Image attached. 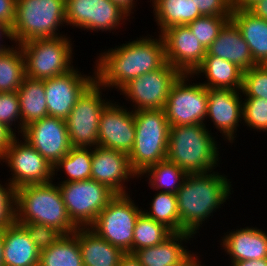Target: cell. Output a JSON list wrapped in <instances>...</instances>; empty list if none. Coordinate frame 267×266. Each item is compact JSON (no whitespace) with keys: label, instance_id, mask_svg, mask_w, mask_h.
Here are the masks:
<instances>
[{"label":"cell","instance_id":"obj_11","mask_svg":"<svg viewBox=\"0 0 267 266\" xmlns=\"http://www.w3.org/2000/svg\"><path fill=\"white\" fill-rule=\"evenodd\" d=\"M190 78L196 77L181 74L171 86L164 108L170 127L206 124L208 88L200 82L190 84Z\"/></svg>","mask_w":267,"mask_h":266},{"label":"cell","instance_id":"obj_40","mask_svg":"<svg viewBox=\"0 0 267 266\" xmlns=\"http://www.w3.org/2000/svg\"><path fill=\"white\" fill-rule=\"evenodd\" d=\"M7 183H0V231L16 222V189Z\"/></svg>","mask_w":267,"mask_h":266},{"label":"cell","instance_id":"obj_50","mask_svg":"<svg viewBox=\"0 0 267 266\" xmlns=\"http://www.w3.org/2000/svg\"><path fill=\"white\" fill-rule=\"evenodd\" d=\"M2 37H4L5 39L7 38L12 41L10 29L6 25H4L2 22H0V53L6 50L10 46V45L2 44L3 43L2 41L4 39Z\"/></svg>","mask_w":267,"mask_h":266},{"label":"cell","instance_id":"obj_1","mask_svg":"<svg viewBox=\"0 0 267 266\" xmlns=\"http://www.w3.org/2000/svg\"><path fill=\"white\" fill-rule=\"evenodd\" d=\"M148 36L100 53L94 62L95 81L103 88L119 91L130 80L161 68L166 63L162 35Z\"/></svg>","mask_w":267,"mask_h":266},{"label":"cell","instance_id":"obj_2","mask_svg":"<svg viewBox=\"0 0 267 266\" xmlns=\"http://www.w3.org/2000/svg\"><path fill=\"white\" fill-rule=\"evenodd\" d=\"M232 189L228 176L218 171L187 174L176 192L180 233L198 235L201 225L232 195Z\"/></svg>","mask_w":267,"mask_h":266},{"label":"cell","instance_id":"obj_42","mask_svg":"<svg viewBox=\"0 0 267 266\" xmlns=\"http://www.w3.org/2000/svg\"><path fill=\"white\" fill-rule=\"evenodd\" d=\"M202 16H231V0H193Z\"/></svg>","mask_w":267,"mask_h":266},{"label":"cell","instance_id":"obj_24","mask_svg":"<svg viewBox=\"0 0 267 266\" xmlns=\"http://www.w3.org/2000/svg\"><path fill=\"white\" fill-rule=\"evenodd\" d=\"M190 238L193 241L195 237L188 232L172 233L158 245L136 250L133 254L143 266H174L192 253L183 245Z\"/></svg>","mask_w":267,"mask_h":266},{"label":"cell","instance_id":"obj_44","mask_svg":"<svg viewBox=\"0 0 267 266\" xmlns=\"http://www.w3.org/2000/svg\"><path fill=\"white\" fill-rule=\"evenodd\" d=\"M14 137L15 135L7 127L0 123V158Z\"/></svg>","mask_w":267,"mask_h":266},{"label":"cell","instance_id":"obj_26","mask_svg":"<svg viewBox=\"0 0 267 266\" xmlns=\"http://www.w3.org/2000/svg\"><path fill=\"white\" fill-rule=\"evenodd\" d=\"M203 73V75H202ZM201 84L211 89H232L241 91L243 70L236 64L217 56H205L202 64L193 72L197 77L204 76Z\"/></svg>","mask_w":267,"mask_h":266},{"label":"cell","instance_id":"obj_23","mask_svg":"<svg viewBox=\"0 0 267 266\" xmlns=\"http://www.w3.org/2000/svg\"><path fill=\"white\" fill-rule=\"evenodd\" d=\"M3 266H34L39 264L40 250L27 230L16 222L2 230Z\"/></svg>","mask_w":267,"mask_h":266},{"label":"cell","instance_id":"obj_14","mask_svg":"<svg viewBox=\"0 0 267 266\" xmlns=\"http://www.w3.org/2000/svg\"><path fill=\"white\" fill-rule=\"evenodd\" d=\"M65 17L67 26L90 32L109 30L110 33L130 19V16L111 0H65Z\"/></svg>","mask_w":267,"mask_h":266},{"label":"cell","instance_id":"obj_28","mask_svg":"<svg viewBox=\"0 0 267 266\" xmlns=\"http://www.w3.org/2000/svg\"><path fill=\"white\" fill-rule=\"evenodd\" d=\"M17 92L23 133L29 123L48 116L44 81L25 76Z\"/></svg>","mask_w":267,"mask_h":266},{"label":"cell","instance_id":"obj_37","mask_svg":"<svg viewBox=\"0 0 267 266\" xmlns=\"http://www.w3.org/2000/svg\"><path fill=\"white\" fill-rule=\"evenodd\" d=\"M241 92L244 98L267 100V65H256L243 71Z\"/></svg>","mask_w":267,"mask_h":266},{"label":"cell","instance_id":"obj_6","mask_svg":"<svg viewBox=\"0 0 267 266\" xmlns=\"http://www.w3.org/2000/svg\"><path fill=\"white\" fill-rule=\"evenodd\" d=\"M63 24L66 25L65 0H16L11 39L14 44H22L32 39L59 37L63 35L59 31Z\"/></svg>","mask_w":267,"mask_h":266},{"label":"cell","instance_id":"obj_41","mask_svg":"<svg viewBox=\"0 0 267 266\" xmlns=\"http://www.w3.org/2000/svg\"><path fill=\"white\" fill-rule=\"evenodd\" d=\"M22 225L29 233L32 241L41 251L49 248L59 238L62 237V233L57 229L38 223H17Z\"/></svg>","mask_w":267,"mask_h":266},{"label":"cell","instance_id":"obj_18","mask_svg":"<svg viewBox=\"0 0 267 266\" xmlns=\"http://www.w3.org/2000/svg\"><path fill=\"white\" fill-rule=\"evenodd\" d=\"M165 59L181 74H193L202 64L207 49L198 41L187 25H175L162 33Z\"/></svg>","mask_w":267,"mask_h":266},{"label":"cell","instance_id":"obj_3","mask_svg":"<svg viewBox=\"0 0 267 266\" xmlns=\"http://www.w3.org/2000/svg\"><path fill=\"white\" fill-rule=\"evenodd\" d=\"M210 132L205 124L169 127L166 159L187 174L213 171L220 164V145Z\"/></svg>","mask_w":267,"mask_h":266},{"label":"cell","instance_id":"obj_51","mask_svg":"<svg viewBox=\"0 0 267 266\" xmlns=\"http://www.w3.org/2000/svg\"><path fill=\"white\" fill-rule=\"evenodd\" d=\"M258 0H231L233 9H249Z\"/></svg>","mask_w":267,"mask_h":266},{"label":"cell","instance_id":"obj_31","mask_svg":"<svg viewBox=\"0 0 267 266\" xmlns=\"http://www.w3.org/2000/svg\"><path fill=\"white\" fill-rule=\"evenodd\" d=\"M25 77V59L20 44L0 53V92L17 91Z\"/></svg>","mask_w":267,"mask_h":266},{"label":"cell","instance_id":"obj_49","mask_svg":"<svg viewBox=\"0 0 267 266\" xmlns=\"http://www.w3.org/2000/svg\"><path fill=\"white\" fill-rule=\"evenodd\" d=\"M231 265L229 266H267V258L259 259V260H245V261H236L229 262Z\"/></svg>","mask_w":267,"mask_h":266},{"label":"cell","instance_id":"obj_33","mask_svg":"<svg viewBox=\"0 0 267 266\" xmlns=\"http://www.w3.org/2000/svg\"><path fill=\"white\" fill-rule=\"evenodd\" d=\"M93 148L72 147L67 155L53 166V177L61 170L67 176L61 182H77L91 179ZM61 169V170H60Z\"/></svg>","mask_w":267,"mask_h":266},{"label":"cell","instance_id":"obj_17","mask_svg":"<svg viewBox=\"0 0 267 266\" xmlns=\"http://www.w3.org/2000/svg\"><path fill=\"white\" fill-rule=\"evenodd\" d=\"M111 101L100 116L98 131V146L124 152L129 155L132 151L136 129L134 111L121 104Z\"/></svg>","mask_w":267,"mask_h":266},{"label":"cell","instance_id":"obj_34","mask_svg":"<svg viewBox=\"0 0 267 266\" xmlns=\"http://www.w3.org/2000/svg\"><path fill=\"white\" fill-rule=\"evenodd\" d=\"M148 209L142 211L147 217L164 224L173 233H180V216L174 193L157 191Z\"/></svg>","mask_w":267,"mask_h":266},{"label":"cell","instance_id":"obj_46","mask_svg":"<svg viewBox=\"0 0 267 266\" xmlns=\"http://www.w3.org/2000/svg\"><path fill=\"white\" fill-rule=\"evenodd\" d=\"M118 266H143L132 253H124Z\"/></svg>","mask_w":267,"mask_h":266},{"label":"cell","instance_id":"obj_5","mask_svg":"<svg viewBox=\"0 0 267 266\" xmlns=\"http://www.w3.org/2000/svg\"><path fill=\"white\" fill-rule=\"evenodd\" d=\"M136 136L129 162L140 176L149 166L166 160L169 123L164 109L134 111Z\"/></svg>","mask_w":267,"mask_h":266},{"label":"cell","instance_id":"obj_36","mask_svg":"<svg viewBox=\"0 0 267 266\" xmlns=\"http://www.w3.org/2000/svg\"><path fill=\"white\" fill-rule=\"evenodd\" d=\"M231 16H201L187 24L198 41L206 48L218 37Z\"/></svg>","mask_w":267,"mask_h":266},{"label":"cell","instance_id":"obj_25","mask_svg":"<svg viewBox=\"0 0 267 266\" xmlns=\"http://www.w3.org/2000/svg\"><path fill=\"white\" fill-rule=\"evenodd\" d=\"M231 20L240 29L257 65H267V20L248 9H233Z\"/></svg>","mask_w":267,"mask_h":266},{"label":"cell","instance_id":"obj_15","mask_svg":"<svg viewBox=\"0 0 267 266\" xmlns=\"http://www.w3.org/2000/svg\"><path fill=\"white\" fill-rule=\"evenodd\" d=\"M20 136L52 166L72 148L66 120L53 116H46L29 123Z\"/></svg>","mask_w":267,"mask_h":266},{"label":"cell","instance_id":"obj_48","mask_svg":"<svg viewBox=\"0 0 267 266\" xmlns=\"http://www.w3.org/2000/svg\"><path fill=\"white\" fill-rule=\"evenodd\" d=\"M113 3H116L123 11H125L129 16L134 13L135 5L137 0H111Z\"/></svg>","mask_w":267,"mask_h":266},{"label":"cell","instance_id":"obj_10","mask_svg":"<svg viewBox=\"0 0 267 266\" xmlns=\"http://www.w3.org/2000/svg\"><path fill=\"white\" fill-rule=\"evenodd\" d=\"M106 88L94 81L79 97L66 119L72 147L94 148L98 146V131L102 110L111 102L102 98ZM107 100V101H106Z\"/></svg>","mask_w":267,"mask_h":266},{"label":"cell","instance_id":"obj_30","mask_svg":"<svg viewBox=\"0 0 267 266\" xmlns=\"http://www.w3.org/2000/svg\"><path fill=\"white\" fill-rule=\"evenodd\" d=\"M41 266H83L79 248V228L69 235H62L49 248L40 251Z\"/></svg>","mask_w":267,"mask_h":266},{"label":"cell","instance_id":"obj_47","mask_svg":"<svg viewBox=\"0 0 267 266\" xmlns=\"http://www.w3.org/2000/svg\"><path fill=\"white\" fill-rule=\"evenodd\" d=\"M194 252L190 253L185 259H183L180 263L174 266H206L205 264H201L199 256H197Z\"/></svg>","mask_w":267,"mask_h":266},{"label":"cell","instance_id":"obj_27","mask_svg":"<svg viewBox=\"0 0 267 266\" xmlns=\"http://www.w3.org/2000/svg\"><path fill=\"white\" fill-rule=\"evenodd\" d=\"M79 248L83 266H118L124 254L90 227L79 228Z\"/></svg>","mask_w":267,"mask_h":266},{"label":"cell","instance_id":"obj_4","mask_svg":"<svg viewBox=\"0 0 267 266\" xmlns=\"http://www.w3.org/2000/svg\"><path fill=\"white\" fill-rule=\"evenodd\" d=\"M26 185L16 189V223H38L51 226L63 235L78 228L68 216L58 184Z\"/></svg>","mask_w":267,"mask_h":266},{"label":"cell","instance_id":"obj_35","mask_svg":"<svg viewBox=\"0 0 267 266\" xmlns=\"http://www.w3.org/2000/svg\"><path fill=\"white\" fill-rule=\"evenodd\" d=\"M172 233L164 224L156 222L142 212L134 226L133 253L142 248L158 245Z\"/></svg>","mask_w":267,"mask_h":266},{"label":"cell","instance_id":"obj_38","mask_svg":"<svg viewBox=\"0 0 267 266\" xmlns=\"http://www.w3.org/2000/svg\"><path fill=\"white\" fill-rule=\"evenodd\" d=\"M242 124L256 130L267 131V100L262 98H243ZM259 130V131H258Z\"/></svg>","mask_w":267,"mask_h":266},{"label":"cell","instance_id":"obj_12","mask_svg":"<svg viewBox=\"0 0 267 266\" xmlns=\"http://www.w3.org/2000/svg\"><path fill=\"white\" fill-rule=\"evenodd\" d=\"M15 136L0 158L9 166L12 178L7 181L15 189L26 185L48 183L54 180L53 166L25 139Z\"/></svg>","mask_w":267,"mask_h":266},{"label":"cell","instance_id":"obj_20","mask_svg":"<svg viewBox=\"0 0 267 266\" xmlns=\"http://www.w3.org/2000/svg\"><path fill=\"white\" fill-rule=\"evenodd\" d=\"M241 93L232 89L208 88L206 120L211 118L215 128L224 136V141L230 144L236 140L234 138L237 136V127L240 125L239 122H242Z\"/></svg>","mask_w":267,"mask_h":266},{"label":"cell","instance_id":"obj_39","mask_svg":"<svg viewBox=\"0 0 267 266\" xmlns=\"http://www.w3.org/2000/svg\"><path fill=\"white\" fill-rule=\"evenodd\" d=\"M0 123L7 127L15 136L16 129L18 130L17 136L20 135L19 133L22 134V120L17 91L0 92ZM11 126H14V129H16L14 130Z\"/></svg>","mask_w":267,"mask_h":266},{"label":"cell","instance_id":"obj_21","mask_svg":"<svg viewBox=\"0 0 267 266\" xmlns=\"http://www.w3.org/2000/svg\"><path fill=\"white\" fill-rule=\"evenodd\" d=\"M265 232L253 226L237 228L221 237L220 247L229 255L230 262L267 258V232Z\"/></svg>","mask_w":267,"mask_h":266},{"label":"cell","instance_id":"obj_19","mask_svg":"<svg viewBox=\"0 0 267 266\" xmlns=\"http://www.w3.org/2000/svg\"><path fill=\"white\" fill-rule=\"evenodd\" d=\"M130 178L139 179L130 166L128 154L99 146L93 148L91 179L106 185L116 194H128L125 183Z\"/></svg>","mask_w":267,"mask_h":266},{"label":"cell","instance_id":"obj_22","mask_svg":"<svg viewBox=\"0 0 267 266\" xmlns=\"http://www.w3.org/2000/svg\"><path fill=\"white\" fill-rule=\"evenodd\" d=\"M206 56H217L228 60L243 71L257 65L240 29L231 19L223 26L218 37L208 47Z\"/></svg>","mask_w":267,"mask_h":266},{"label":"cell","instance_id":"obj_32","mask_svg":"<svg viewBox=\"0 0 267 266\" xmlns=\"http://www.w3.org/2000/svg\"><path fill=\"white\" fill-rule=\"evenodd\" d=\"M186 175L187 173L183 169L166 159L149 166L139 177L145 176V178H148L145 181L148 180V186L153 191L176 194L182 186Z\"/></svg>","mask_w":267,"mask_h":266},{"label":"cell","instance_id":"obj_16","mask_svg":"<svg viewBox=\"0 0 267 266\" xmlns=\"http://www.w3.org/2000/svg\"><path fill=\"white\" fill-rule=\"evenodd\" d=\"M78 68L44 79L48 116L66 120L83 92L95 81V73L81 74Z\"/></svg>","mask_w":267,"mask_h":266},{"label":"cell","instance_id":"obj_8","mask_svg":"<svg viewBox=\"0 0 267 266\" xmlns=\"http://www.w3.org/2000/svg\"><path fill=\"white\" fill-rule=\"evenodd\" d=\"M58 187L68 216L77 228L91 227L99 213L117 195L109 187L93 179L59 181Z\"/></svg>","mask_w":267,"mask_h":266},{"label":"cell","instance_id":"obj_29","mask_svg":"<svg viewBox=\"0 0 267 266\" xmlns=\"http://www.w3.org/2000/svg\"><path fill=\"white\" fill-rule=\"evenodd\" d=\"M160 34L175 25H187L201 17L193 0H150Z\"/></svg>","mask_w":267,"mask_h":266},{"label":"cell","instance_id":"obj_43","mask_svg":"<svg viewBox=\"0 0 267 266\" xmlns=\"http://www.w3.org/2000/svg\"><path fill=\"white\" fill-rule=\"evenodd\" d=\"M16 19V0H0V22L10 30Z\"/></svg>","mask_w":267,"mask_h":266},{"label":"cell","instance_id":"obj_45","mask_svg":"<svg viewBox=\"0 0 267 266\" xmlns=\"http://www.w3.org/2000/svg\"><path fill=\"white\" fill-rule=\"evenodd\" d=\"M248 10L255 16L267 20V0H258Z\"/></svg>","mask_w":267,"mask_h":266},{"label":"cell","instance_id":"obj_13","mask_svg":"<svg viewBox=\"0 0 267 266\" xmlns=\"http://www.w3.org/2000/svg\"><path fill=\"white\" fill-rule=\"evenodd\" d=\"M181 73L166 62L153 72L130 80L120 89L133 106V111L139 109H164L173 83ZM122 92V93H121Z\"/></svg>","mask_w":267,"mask_h":266},{"label":"cell","instance_id":"obj_9","mask_svg":"<svg viewBox=\"0 0 267 266\" xmlns=\"http://www.w3.org/2000/svg\"><path fill=\"white\" fill-rule=\"evenodd\" d=\"M142 211L130 198V193L117 194L90 228L123 253L133 254L134 226Z\"/></svg>","mask_w":267,"mask_h":266},{"label":"cell","instance_id":"obj_7","mask_svg":"<svg viewBox=\"0 0 267 266\" xmlns=\"http://www.w3.org/2000/svg\"><path fill=\"white\" fill-rule=\"evenodd\" d=\"M70 40V37L62 35L32 39L20 44L25 59V76L44 80L72 70L74 50Z\"/></svg>","mask_w":267,"mask_h":266},{"label":"cell","instance_id":"obj_52","mask_svg":"<svg viewBox=\"0 0 267 266\" xmlns=\"http://www.w3.org/2000/svg\"><path fill=\"white\" fill-rule=\"evenodd\" d=\"M3 233L0 231V266H3Z\"/></svg>","mask_w":267,"mask_h":266}]
</instances>
